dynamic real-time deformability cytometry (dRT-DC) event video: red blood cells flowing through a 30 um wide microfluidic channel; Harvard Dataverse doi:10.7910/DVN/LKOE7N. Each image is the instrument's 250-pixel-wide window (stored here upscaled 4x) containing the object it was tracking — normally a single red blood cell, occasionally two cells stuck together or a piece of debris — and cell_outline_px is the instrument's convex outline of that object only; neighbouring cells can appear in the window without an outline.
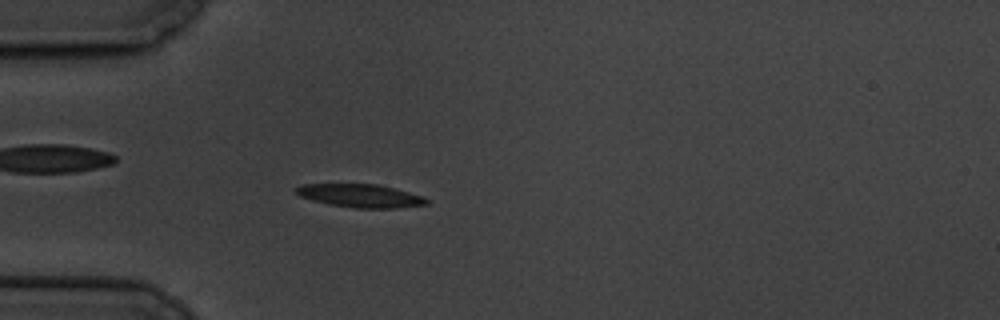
{"species": "common noctule bat (a hibernating species)", "species_latin": "Nyctalus noctula", "temperature_condition": "cold", "stored_images_in_passage": 5, "camera_frame_rate_fps": 3000, "um_per_image_px": 0.085, "animal": {"sex": "male", "body_mass_g": 19.5, "forearm_length_mm": 54.6}, "frame": {"image": 1, "passage_image": 5, "time_ms": 5.667, "image_size_px": [1000, 320], "cell_outline_px": [[428, 204], [396, 208], [356, 208], [328, 204], [312, 200], [300, 196], [296, 192], [296, 188], [300, 184], [376, 184], [408, 192], [420, 196], [428, 200]], "centroid_in_image_um": [30.6, 16.64], "position_along_channel_um": 54.4, "area_um2": 17.4}}